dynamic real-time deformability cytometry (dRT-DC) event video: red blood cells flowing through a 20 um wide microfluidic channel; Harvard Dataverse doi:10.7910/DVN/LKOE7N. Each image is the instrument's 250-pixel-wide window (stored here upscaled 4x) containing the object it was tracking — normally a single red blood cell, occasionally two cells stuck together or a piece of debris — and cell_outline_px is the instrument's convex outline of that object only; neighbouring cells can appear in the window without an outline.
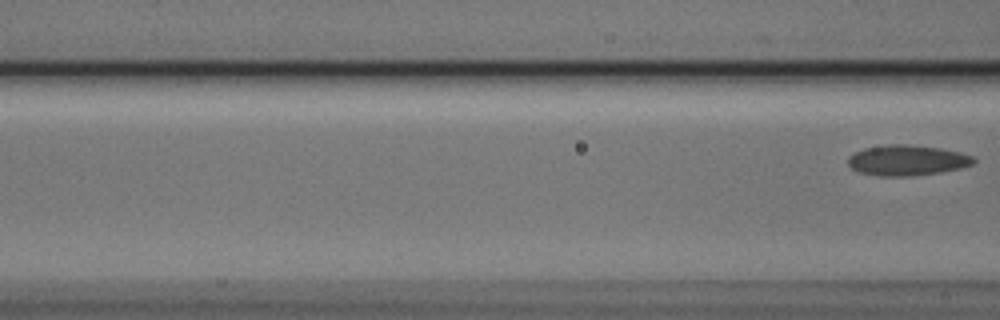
{"species": "Egyptian fruit bat (a non-hibernating species)", "species_latin": "Rousettus aegyptiacus", "temperature_condition": "cold", "stored_images_in_passage": 8, "camera_frame_rate_fps": 3000, "um_per_image_px": 0.085, "animal": {"sex": "male"}, "frame": {"image": 1, "passage_image": 8, "time_ms": 2.333, "image_size_px": [1000, 320], "cell_outline_px": [[976, 160], [972, 164], [960, 168], [940, 172], [912, 176], [880, 176], [860, 172], [852, 168], [848, 164], [848, 156], [864, 148], [892, 144], [904, 144], [940, 148], [960, 152], [972, 156]], "centroid_in_image_um": [77.1, 13.63], "position_along_channel_um": 89.5, "area_um2": 22.14}}